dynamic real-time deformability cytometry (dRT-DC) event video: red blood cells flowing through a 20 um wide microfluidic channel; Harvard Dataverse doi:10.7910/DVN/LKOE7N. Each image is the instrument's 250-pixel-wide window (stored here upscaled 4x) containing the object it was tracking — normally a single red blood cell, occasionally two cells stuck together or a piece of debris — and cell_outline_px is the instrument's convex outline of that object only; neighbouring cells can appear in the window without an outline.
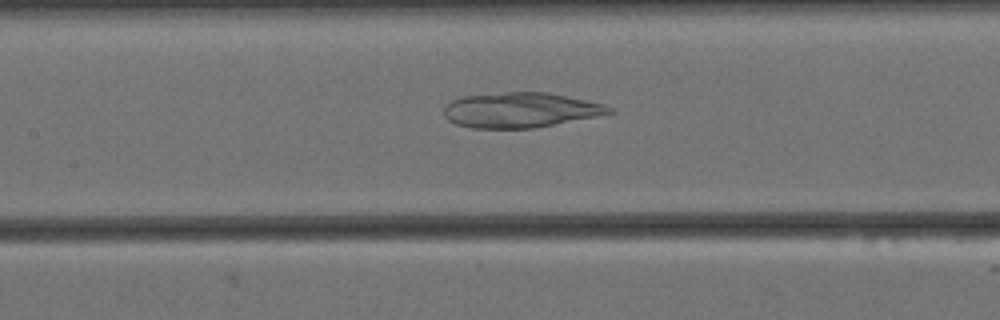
{"species": "Egyptian fruit bat (a non-hibernating species)", "species_latin": "Rousettus aegyptiacus", "temperature_condition": "cold", "stored_images_in_passage": 57, "camera_frame_rate_fps": 3000, "um_per_image_px": 0.085, "animal": {"sex": "female"}, "frame": {"image": 1, "passage_image": 25, "time_ms": 8.0, "image_size_px": [1000, 320], "cell_outline_px": [[616, 112], [536, 128], [472, 128], [456, 124], [448, 120], [444, 116], [444, 108], [452, 100], [464, 96], [504, 92], [548, 92], [604, 104], [616, 108]], "centroid_in_image_um": [44.26, 9.35], "position_along_channel_um": 163.1, "area_um2": 33.81}}
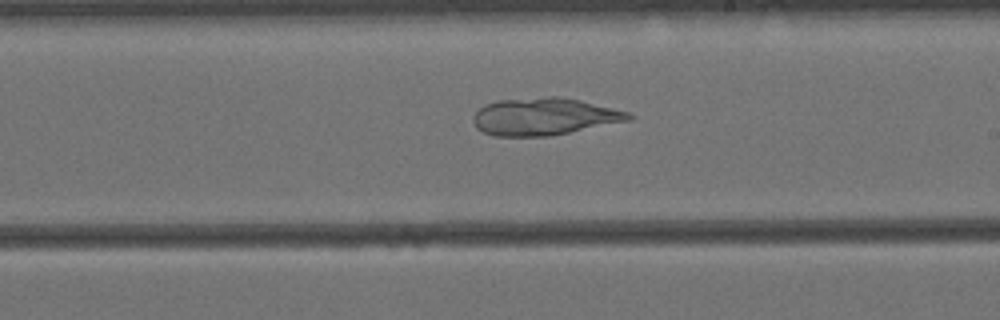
{"frame": {"image": 2, "passage_image": 32, "time_ms": 10.333, "image_size_px": [1000, 320], "cell_outline_px": [[636, 116], [632, 120], [548, 136], [492, 136], [476, 128], [472, 120], [472, 116], [484, 104], [500, 100], [548, 96], [560, 96], [580, 100], [628, 112]], "centroid_in_image_um": [46.24, 9.9], "position_along_channel_um": 242.8, "area_um2": 33.81}}
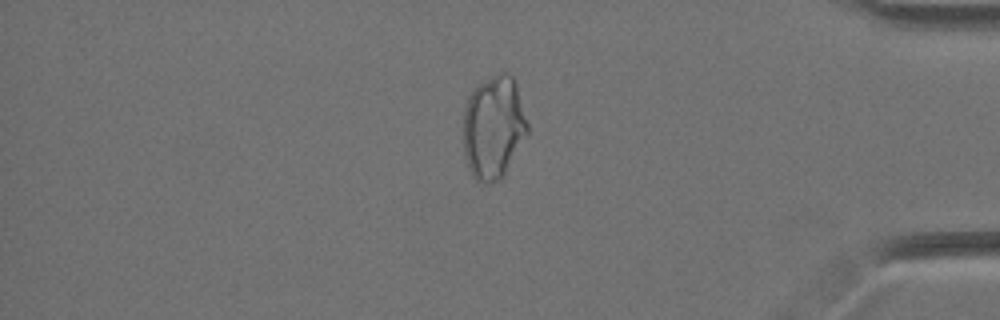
{"frame": {"image": 3, "passage_image": 48, "time_ms": 15.667, "image_size_px": [1000, 320], "cell_outline_px": [[528, 132], [504, 176], [488, 184], [484, 184], [476, 180], [472, 176], [468, 168], [464, 156], [464, 108], [468, 96], [472, 88], [492, 76], [500, 72], [508, 72], [516, 80], [528, 124]], "centroid_in_image_um": [41.95, 10.81], "position_along_channel_um": 393.3, "area_um2": 39.02}}